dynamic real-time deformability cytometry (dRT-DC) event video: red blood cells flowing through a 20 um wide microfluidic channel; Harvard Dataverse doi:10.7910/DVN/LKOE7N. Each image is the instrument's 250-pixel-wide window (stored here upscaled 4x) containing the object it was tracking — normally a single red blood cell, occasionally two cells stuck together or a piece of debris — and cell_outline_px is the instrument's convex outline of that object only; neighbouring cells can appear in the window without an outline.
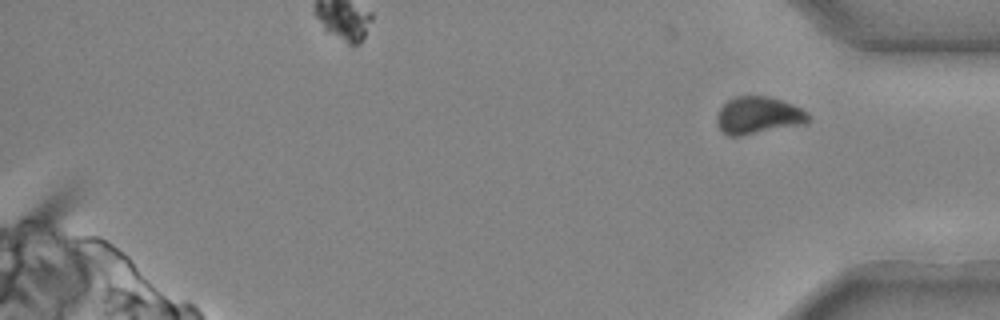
{"species": "common noctule bat (a hibernating species)", "species_latin": "Nyctalus noctula", "temperature_condition": "cold", "stored_images_in_passage": 22, "segment_of_instrument_passage": [2, 2], "camera_frame_rate_fps": 3000, "um_per_image_px": 0.085, "animal": {"sex": "male", "body_mass_g": 20.4}, "frame": {"image": 1, "passage_image": 22, "time_ms": 7.0, "image_size_px": [1000, 320], "cell_outline_px": [[808, 124], [740, 136], [728, 136], [720, 128], [716, 120], [716, 116], [720, 108], [728, 100], [736, 96], [764, 96], [780, 100], [792, 104], [808, 112]], "centroid_in_image_um": [64.46, 9.82], "position_along_channel_um": 370.7, "area_um2": 19.88}}